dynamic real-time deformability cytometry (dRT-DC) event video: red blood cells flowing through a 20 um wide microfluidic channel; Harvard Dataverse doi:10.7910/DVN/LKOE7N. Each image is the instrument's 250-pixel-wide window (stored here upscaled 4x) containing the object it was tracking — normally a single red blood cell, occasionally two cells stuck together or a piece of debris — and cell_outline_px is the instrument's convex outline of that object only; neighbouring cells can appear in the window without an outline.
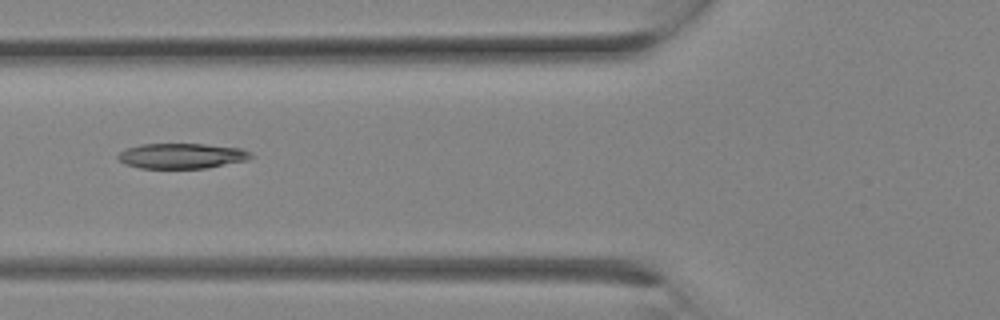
{"species": "Egyptian fruit bat (a non-hibernating species)", "species_latin": "Rousettus aegyptiacus", "temperature_condition": "room temperature", "stored_images_in_passage": 11, "camera_frame_rate_fps": 3000, "um_per_image_px": 0.085, "animal": {"sex": "female"}, "frame": {"image": 1, "passage_image": 10, "time_ms": 3.0, "image_size_px": [1000, 320], "cell_outline_px": [[252, 156], [248, 160], [204, 168], [140, 168], [124, 164], [116, 156], [120, 152], [128, 148], [140, 144], [204, 144], [240, 148], [252, 152]], "centroid_in_image_um": [15.44, 13.25], "position_along_channel_um": 110.4, "area_um2": 19.48}}